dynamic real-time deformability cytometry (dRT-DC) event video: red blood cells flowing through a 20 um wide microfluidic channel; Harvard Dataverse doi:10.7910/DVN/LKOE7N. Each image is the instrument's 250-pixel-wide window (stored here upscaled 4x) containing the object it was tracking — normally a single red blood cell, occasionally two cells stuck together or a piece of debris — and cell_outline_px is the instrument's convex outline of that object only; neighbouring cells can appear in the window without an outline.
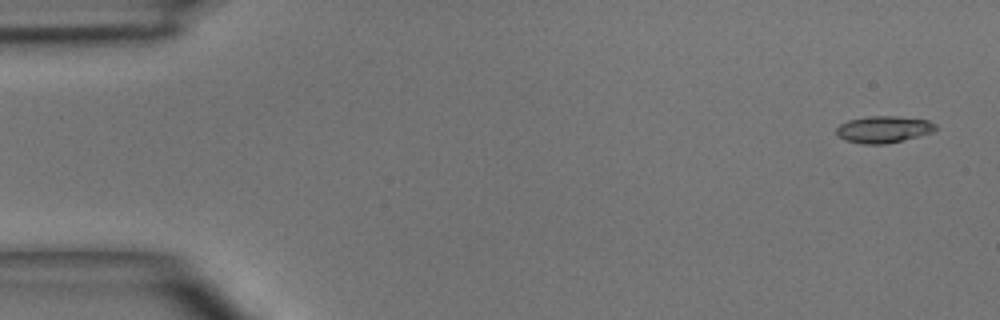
{"species": "common noctule bat (a hibernating species)", "species_latin": "Nyctalus noctula", "temperature_condition": "room temperature", "stored_images_in_passage": 5, "camera_frame_rate_fps": 3000, "um_per_image_px": 0.085, "animal": {"sex": "male", "body_mass_g": 15.6}, "frame": {"image": 1, "passage_image": 1, "time_ms": 0.0, "image_size_px": [1000, 320], "cell_outline_px": [[936, 128], [932, 132], [884, 144], [864, 144], [844, 140], [836, 132], [836, 128], [840, 124], [848, 120], [872, 116], [896, 116], [928, 120], [936, 124]], "centroid_in_image_um": [75.08, 10.99], "position_along_channel_um": 9.9, "area_um2": 15.2}}
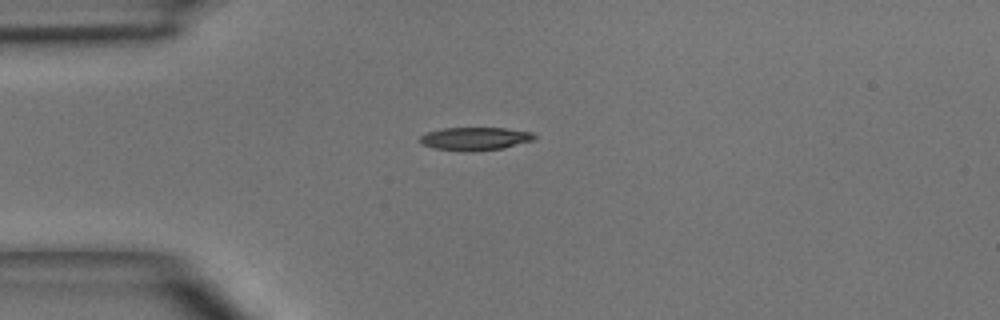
{"frame": {"image": 2, "passage_image": 4, "time_ms": 3.333, "image_size_px": [1000, 320], "cell_outline_px": [[536, 140], [504, 148], [472, 152], [464, 152], [436, 148], [424, 144], [420, 140], [420, 136], [428, 132], [444, 128], [504, 128], [532, 132], [536, 136]], "centroid_in_image_um": [40.45, 11.8], "position_along_channel_um": 44.6, "area_um2": 15.43}}